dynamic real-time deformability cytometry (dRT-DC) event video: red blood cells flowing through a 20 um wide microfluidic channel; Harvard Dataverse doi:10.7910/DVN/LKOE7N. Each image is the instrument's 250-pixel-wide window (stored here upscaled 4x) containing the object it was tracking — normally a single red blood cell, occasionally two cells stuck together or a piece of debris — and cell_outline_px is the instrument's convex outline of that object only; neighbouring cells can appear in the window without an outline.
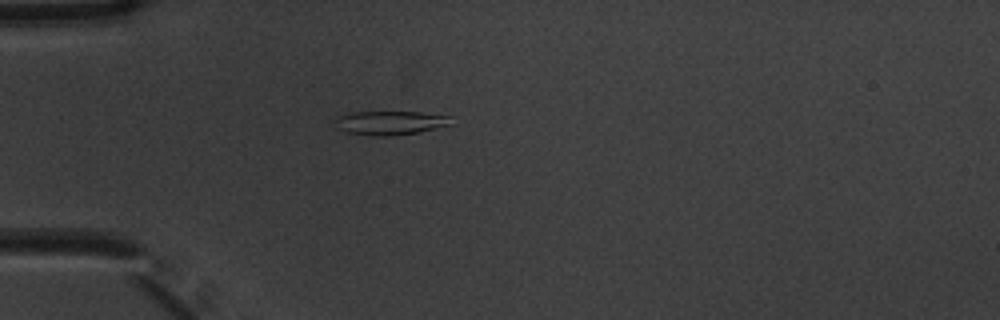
{"species": "common noctule bat (a hibernating species)", "species_latin": "Nyctalus noctula", "temperature_condition": "warm", "stored_images_in_passage": 1, "camera_frame_rate_fps": 3000, "um_per_image_px": 0.085, "animal": {"sex": "male", "body_mass_g": 20.1, "forearm_length_mm": 53.5}, "frame": {"image": 1, "passage_image": 1, "time_ms": 0.0, "image_size_px": [1000, 320], "cell_outline_px": [[452, 124], [420, 132], [392, 136], [376, 136], [348, 132], [336, 128], [332, 120], [336, 116], [352, 112], [420, 112], [448, 116]], "centroid_in_image_um": [33.09, 10.44], "position_along_channel_um": 51.9, "area_um2": 16.24}}